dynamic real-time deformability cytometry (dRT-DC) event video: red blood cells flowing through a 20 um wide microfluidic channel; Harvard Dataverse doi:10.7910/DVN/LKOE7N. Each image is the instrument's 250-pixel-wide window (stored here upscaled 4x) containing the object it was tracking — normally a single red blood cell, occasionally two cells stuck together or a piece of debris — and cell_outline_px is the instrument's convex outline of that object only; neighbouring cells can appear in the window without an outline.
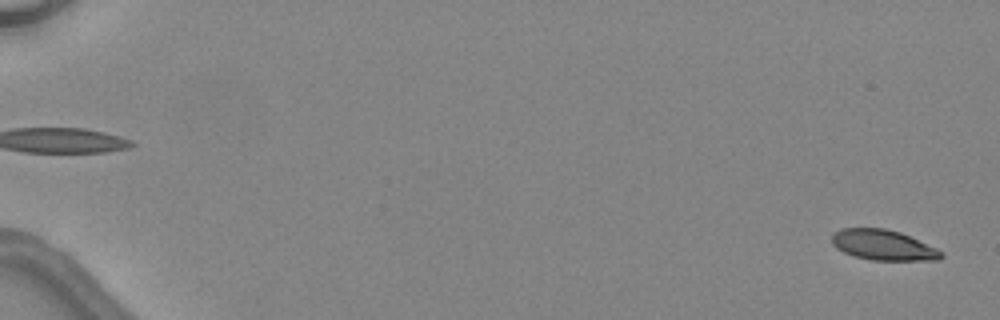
{"species": "common noctule bat (a hibernating species)", "species_latin": "Nyctalus noctula", "temperature_condition": "warm", "stored_images_in_passage": 2, "segment_of_instrument_passage": [2, 2], "camera_frame_rate_fps": 3000, "um_per_image_px": 0.085, "animal": {"sex": "female", "body_mass_g": 24.6, "forearm_length_mm": 56.2}, "frame": {"image": 1, "passage_image": 2, "time_ms": 1.333, "image_size_px": [1000, 320], "cell_outline_px": [[944, 256], [940, 260], [872, 260], [856, 256], [844, 252], [836, 248], [832, 244], [832, 236], [840, 228], [884, 228], [900, 232], [936, 248], [944, 252]], "centroid_in_image_um": [75.09, 20.83], "position_along_channel_um": 9.9, "area_um2": 19.25}}